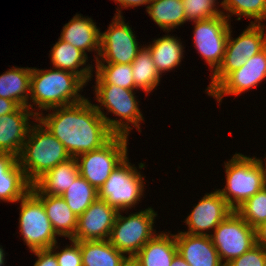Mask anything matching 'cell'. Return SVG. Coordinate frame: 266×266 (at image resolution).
Wrapping results in <instances>:
<instances>
[{"instance_id": "6da1fadb", "label": "cell", "mask_w": 266, "mask_h": 266, "mask_svg": "<svg viewBox=\"0 0 266 266\" xmlns=\"http://www.w3.org/2000/svg\"><path fill=\"white\" fill-rule=\"evenodd\" d=\"M40 121L66 148L71 157L102 148L115 134L88 99L52 109Z\"/></svg>"}, {"instance_id": "7a4b0ae2", "label": "cell", "mask_w": 266, "mask_h": 266, "mask_svg": "<svg viewBox=\"0 0 266 266\" xmlns=\"http://www.w3.org/2000/svg\"><path fill=\"white\" fill-rule=\"evenodd\" d=\"M85 84L79 75L67 70L32 68L29 99L46 111L78 103L85 99L78 93Z\"/></svg>"}, {"instance_id": "3957f363", "label": "cell", "mask_w": 266, "mask_h": 266, "mask_svg": "<svg viewBox=\"0 0 266 266\" xmlns=\"http://www.w3.org/2000/svg\"><path fill=\"white\" fill-rule=\"evenodd\" d=\"M30 128L19 164L27 180L33 185L47 171L70 158L65 146L39 121ZM41 124V125H40Z\"/></svg>"}, {"instance_id": "277c9868", "label": "cell", "mask_w": 266, "mask_h": 266, "mask_svg": "<svg viewBox=\"0 0 266 266\" xmlns=\"http://www.w3.org/2000/svg\"><path fill=\"white\" fill-rule=\"evenodd\" d=\"M263 165L261 159L240 153L225 163L226 186L218 191L233 210L266 185Z\"/></svg>"}, {"instance_id": "5b68a950", "label": "cell", "mask_w": 266, "mask_h": 266, "mask_svg": "<svg viewBox=\"0 0 266 266\" xmlns=\"http://www.w3.org/2000/svg\"><path fill=\"white\" fill-rule=\"evenodd\" d=\"M95 95L100 106H104L108 112L119 116V120L108 118L101 107L95 105L99 114L104 118L108 128L115 135L127 136L132 129L129 122L132 123L138 131H140V121H143V116L138 108L137 100H135L134 91L125 89L113 84H96ZM124 119L126 120L124 122Z\"/></svg>"}, {"instance_id": "8992f818", "label": "cell", "mask_w": 266, "mask_h": 266, "mask_svg": "<svg viewBox=\"0 0 266 266\" xmlns=\"http://www.w3.org/2000/svg\"><path fill=\"white\" fill-rule=\"evenodd\" d=\"M127 136L115 135L102 148L76 157L79 175L97 191L111 172L127 158Z\"/></svg>"}, {"instance_id": "52a82bcc", "label": "cell", "mask_w": 266, "mask_h": 266, "mask_svg": "<svg viewBox=\"0 0 266 266\" xmlns=\"http://www.w3.org/2000/svg\"><path fill=\"white\" fill-rule=\"evenodd\" d=\"M264 25L250 23L236 39L231 38V29L226 42L222 64L211 76V83L206 89L209 94L230 72L241 68L247 59L258 54L266 47Z\"/></svg>"}, {"instance_id": "ba28073f", "label": "cell", "mask_w": 266, "mask_h": 266, "mask_svg": "<svg viewBox=\"0 0 266 266\" xmlns=\"http://www.w3.org/2000/svg\"><path fill=\"white\" fill-rule=\"evenodd\" d=\"M156 216L151 207L128 217L122 216L119 211L111 229L109 242L116 250L128 254V258H133L155 236L153 224Z\"/></svg>"}, {"instance_id": "9c48e42d", "label": "cell", "mask_w": 266, "mask_h": 266, "mask_svg": "<svg viewBox=\"0 0 266 266\" xmlns=\"http://www.w3.org/2000/svg\"><path fill=\"white\" fill-rule=\"evenodd\" d=\"M136 167L131 166L128 157L114 169L102 187L98 198L118 211L136 205L143 195V177Z\"/></svg>"}, {"instance_id": "30bf717a", "label": "cell", "mask_w": 266, "mask_h": 266, "mask_svg": "<svg viewBox=\"0 0 266 266\" xmlns=\"http://www.w3.org/2000/svg\"><path fill=\"white\" fill-rule=\"evenodd\" d=\"M19 201V227L28 248L31 251L50 249L57 244V234L46 215L43 203L31 191Z\"/></svg>"}, {"instance_id": "8fae6325", "label": "cell", "mask_w": 266, "mask_h": 266, "mask_svg": "<svg viewBox=\"0 0 266 266\" xmlns=\"http://www.w3.org/2000/svg\"><path fill=\"white\" fill-rule=\"evenodd\" d=\"M209 236L221 262L225 259L224 265L256 245L255 229L249 226L235 210L214 229V234Z\"/></svg>"}, {"instance_id": "7c38bea8", "label": "cell", "mask_w": 266, "mask_h": 266, "mask_svg": "<svg viewBox=\"0 0 266 266\" xmlns=\"http://www.w3.org/2000/svg\"><path fill=\"white\" fill-rule=\"evenodd\" d=\"M228 15H220L194 21V45L201 57L209 64L215 72L222 64L226 42L229 36L230 24Z\"/></svg>"}, {"instance_id": "4fadbf2b", "label": "cell", "mask_w": 266, "mask_h": 266, "mask_svg": "<svg viewBox=\"0 0 266 266\" xmlns=\"http://www.w3.org/2000/svg\"><path fill=\"white\" fill-rule=\"evenodd\" d=\"M117 10L119 12H116L108 30L100 33L99 58L102 60L95 57L96 62L131 64L141 49L130 26L124 22L121 11Z\"/></svg>"}, {"instance_id": "5bb4252c", "label": "cell", "mask_w": 266, "mask_h": 266, "mask_svg": "<svg viewBox=\"0 0 266 266\" xmlns=\"http://www.w3.org/2000/svg\"><path fill=\"white\" fill-rule=\"evenodd\" d=\"M266 78V47L247 59L241 68L230 72L208 95L222 102L224 95H239L258 86Z\"/></svg>"}, {"instance_id": "9a60e30c", "label": "cell", "mask_w": 266, "mask_h": 266, "mask_svg": "<svg viewBox=\"0 0 266 266\" xmlns=\"http://www.w3.org/2000/svg\"><path fill=\"white\" fill-rule=\"evenodd\" d=\"M118 212L116 208L97 198L78 217L77 230L72 240L82 242L109 239Z\"/></svg>"}, {"instance_id": "2e32d148", "label": "cell", "mask_w": 266, "mask_h": 266, "mask_svg": "<svg viewBox=\"0 0 266 266\" xmlns=\"http://www.w3.org/2000/svg\"><path fill=\"white\" fill-rule=\"evenodd\" d=\"M233 211L218 190L205 194L187 216L185 223L189 229L185 233L201 236L209 235L205 230H214Z\"/></svg>"}, {"instance_id": "e0dca14e", "label": "cell", "mask_w": 266, "mask_h": 266, "mask_svg": "<svg viewBox=\"0 0 266 266\" xmlns=\"http://www.w3.org/2000/svg\"><path fill=\"white\" fill-rule=\"evenodd\" d=\"M19 106L14 112L0 117V153H11L19 157L27 139L31 118L37 120L38 112Z\"/></svg>"}, {"instance_id": "ac0fdd59", "label": "cell", "mask_w": 266, "mask_h": 266, "mask_svg": "<svg viewBox=\"0 0 266 266\" xmlns=\"http://www.w3.org/2000/svg\"><path fill=\"white\" fill-rule=\"evenodd\" d=\"M178 253L190 266H225L209 235H190L180 232L175 235Z\"/></svg>"}, {"instance_id": "d6986e66", "label": "cell", "mask_w": 266, "mask_h": 266, "mask_svg": "<svg viewBox=\"0 0 266 266\" xmlns=\"http://www.w3.org/2000/svg\"><path fill=\"white\" fill-rule=\"evenodd\" d=\"M31 186L18 157L11 153H0V200L18 202L31 190Z\"/></svg>"}, {"instance_id": "ffe728a7", "label": "cell", "mask_w": 266, "mask_h": 266, "mask_svg": "<svg viewBox=\"0 0 266 266\" xmlns=\"http://www.w3.org/2000/svg\"><path fill=\"white\" fill-rule=\"evenodd\" d=\"M42 203L54 231L59 236L72 239L77 230L78 217L61 196L45 195L34 184L30 190Z\"/></svg>"}, {"instance_id": "44dd1931", "label": "cell", "mask_w": 266, "mask_h": 266, "mask_svg": "<svg viewBox=\"0 0 266 266\" xmlns=\"http://www.w3.org/2000/svg\"><path fill=\"white\" fill-rule=\"evenodd\" d=\"M100 29L97 28L91 18L81 17L76 14L70 22L64 25L60 39L70 43L86 54L87 50H100Z\"/></svg>"}, {"instance_id": "7402d4cb", "label": "cell", "mask_w": 266, "mask_h": 266, "mask_svg": "<svg viewBox=\"0 0 266 266\" xmlns=\"http://www.w3.org/2000/svg\"><path fill=\"white\" fill-rule=\"evenodd\" d=\"M177 252L175 235L160 233L155 234L133 258L141 266H171Z\"/></svg>"}, {"instance_id": "603a6c76", "label": "cell", "mask_w": 266, "mask_h": 266, "mask_svg": "<svg viewBox=\"0 0 266 266\" xmlns=\"http://www.w3.org/2000/svg\"><path fill=\"white\" fill-rule=\"evenodd\" d=\"M78 176L77 160L72 157L47 171L34 185L45 195L61 196Z\"/></svg>"}, {"instance_id": "cb8c5ba5", "label": "cell", "mask_w": 266, "mask_h": 266, "mask_svg": "<svg viewBox=\"0 0 266 266\" xmlns=\"http://www.w3.org/2000/svg\"><path fill=\"white\" fill-rule=\"evenodd\" d=\"M31 68H11L0 76V97L15 101L19 106L28 107L30 97Z\"/></svg>"}, {"instance_id": "d4e9b609", "label": "cell", "mask_w": 266, "mask_h": 266, "mask_svg": "<svg viewBox=\"0 0 266 266\" xmlns=\"http://www.w3.org/2000/svg\"><path fill=\"white\" fill-rule=\"evenodd\" d=\"M50 54L53 68L73 72L79 75L86 83L91 79L92 65H87L85 68L78 70L80 66L86 65V60H88L87 55L80 49L59 38Z\"/></svg>"}, {"instance_id": "484cf974", "label": "cell", "mask_w": 266, "mask_h": 266, "mask_svg": "<svg viewBox=\"0 0 266 266\" xmlns=\"http://www.w3.org/2000/svg\"><path fill=\"white\" fill-rule=\"evenodd\" d=\"M80 244L82 266H123L128 259L116 250L109 240L82 241Z\"/></svg>"}, {"instance_id": "4316f807", "label": "cell", "mask_w": 266, "mask_h": 266, "mask_svg": "<svg viewBox=\"0 0 266 266\" xmlns=\"http://www.w3.org/2000/svg\"><path fill=\"white\" fill-rule=\"evenodd\" d=\"M181 44L179 39L177 40L174 36L167 35L157 40L155 39L152 45L147 46L160 75L180 64L184 49Z\"/></svg>"}, {"instance_id": "83f0119b", "label": "cell", "mask_w": 266, "mask_h": 266, "mask_svg": "<svg viewBox=\"0 0 266 266\" xmlns=\"http://www.w3.org/2000/svg\"><path fill=\"white\" fill-rule=\"evenodd\" d=\"M146 11L164 31H171L186 22L182 0H151Z\"/></svg>"}, {"instance_id": "f1b7e54d", "label": "cell", "mask_w": 266, "mask_h": 266, "mask_svg": "<svg viewBox=\"0 0 266 266\" xmlns=\"http://www.w3.org/2000/svg\"><path fill=\"white\" fill-rule=\"evenodd\" d=\"M131 68L136 89L141 88L146 93H150L158 86L161 75L157 71L147 47L139 50L137 56L131 63Z\"/></svg>"}, {"instance_id": "f546056e", "label": "cell", "mask_w": 266, "mask_h": 266, "mask_svg": "<svg viewBox=\"0 0 266 266\" xmlns=\"http://www.w3.org/2000/svg\"><path fill=\"white\" fill-rule=\"evenodd\" d=\"M61 197L67 202L71 211L79 217L98 198V191L79 175Z\"/></svg>"}, {"instance_id": "4dcf8cb0", "label": "cell", "mask_w": 266, "mask_h": 266, "mask_svg": "<svg viewBox=\"0 0 266 266\" xmlns=\"http://www.w3.org/2000/svg\"><path fill=\"white\" fill-rule=\"evenodd\" d=\"M96 63V84H113L125 89L134 90L131 64Z\"/></svg>"}, {"instance_id": "1f68e13d", "label": "cell", "mask_w": 266, "mask_h": 266, "mask_svg": "<svg viewBox=\"0 0 266 266\" xmlns=\"http://www.w3.org/2000/svg\"><path fill=\"white\" fill-rule=\"evenodd\" d=\"M235 211L254 229L266 222V185Z\"/></svg>"}, {"instance_id": "d6a6232c", "label": "cell", "mask_w": 266, "mask_h": 266, "mask_svg": "<svg viewBox=\"0 0 266 266\" xmlns=\"http://www.w3.org/2000/svg\"><path fill=\"white\" fill-rule=\"evenodd\" d=\"M221 6L229 11L230 15H237V20H241V16L246 18H254L255 22L262 24L266 20V0H223Z\"/></svg>"}, {"instance_id": "836d02e7", "label": "cell", "mask_w": 266, "mask_h": 266, "mask_svg": "<svg viewBox=\"0 0 266 266\" xmlns=\"http://www.w3.org/2000/svg\"><path fill=\"white\" fill-rule=\"evenodd\" d=\"M186 21H199L224 14L216 9V0H182Z\"/></svg>"}, {"instance_id": "e575fe53", "label": "cell", "mask_w": 266, "mask_h": 266, "mask_svg": "<svg viewBox=\"0 0 266 266\" xmlns=\"http://www.w3.org/2000/svg\"><path fill=\"white\" fill-rule=\"evenodd\" d=\"M70 241L72 245L65 247L60 252L54 250L56 249V244H54L50 250L55 254L59 266H82L80 244L72 239H70Z\"/></svg>"}, {"instance_id": "d590c367", "label": "cell", "mask_w": 266, "mask_h": 266, "mask_svg": "<svg viewBox=\"0 0 266 266\" xmlns=\"http://www.w3.org/2000/svg\"><path fill=\"white\" fill-rule=\"evenodd\" d=\"M266 250L259 245L253 246L250 250L231 260L225 266H265Z\"/></svg>"}, {"instance_id": "8d00e7d4", "label": "cell", "mask_w": 266, "mask_h": 266, "mask_svg": "<svg viewBox=\"0 0 266 266\" xmlns=\"http://www.w3.org/2000/svg\"><path fill=\"white\" fill-rule=\"evenodd\" d=\"M38 257L34 266H59L55 254L50 249L31 251Z\"/></svg>"}, {"instance_id": "74e56055", "label": "cell", "mask_w": 266, "mask_h": 266, "mask_svg": "<svg viewBox=\"0 0 266 266\" xmlns=\"http://www.w3.org/2000/svg\"><path fill=\"white\" fill-rule=\"evenodd\" d=\"M18 107L19 105L15 101L0 97V117L14 112Z\"/></svg>"}, {"instance_id": "f35d334b", "label": "cell", "mask_w": 266, "mask_h": 266, "mask_svg": "<svg viewBox=\"0 0 266 266\" xmlns=\"http://www.w3.org/2000/svg\"><path fill=\"white\" fill-rule=\"evenodd\" d=\"M256 244L266 250V222L255 228Z\"/></svg>"}, {"instance_id": "ab89813d", "label": "cell", "mask_w": 266, "mask_h": 266, "mask_svg": "<svg viewBox=\"0 0 266 266\" xmlns=\"http://www.w3.org/2000/svg\"><path fill=\"white\" fill-rule=\"evenodd\" d=\"M123 6L122 8L136 7L141 5H146L151 2V0H114Z\"/></svg>"}, {"instance_id": "60d3db41", "label": "cell", "mask_w": 266, "mask_h": 266, "mask_svg": "<svg viewBox=\"0 0 266 266\" xmlns=\"http://www.w3.org/2000/svg\"><path fill=\"white\" fill-rule=\"evenodd\" d=\"M171 266H190L183 257L177 252L173 258Z\"/></svg>"}, {"instance_id": "b9f144b4", "label": "cell", "mask_w": 266, "mask_h": 266, "mask_svg": "<svg viewBox=\"0 0 266 266\" xmlns=\"http://www.w3.org/2000/svg\"><path fill=\"white\" fill-rule=\"evenodd\" d=\"M123 266H141L134 258H128Z\"/></svg>"}, {"instance_id": "7bdbcfd3", "label": "cell", "mask_w": 266, "mask_h": 266, "mask_svg": "<svg viewBox=\"0 0 266 266\" xmlns=\"http://www.w3.org/2000/svg\"><path fill=\"white\" fill-rule=\"evenodd\" d=\"M4 250L0 247V266H4Z\"/></svg>"}, {"instance_id": "ee69618b", "label": "cell", "mask_w": 266, "mask_h": 266, "mask_svg": "<svg viewBox=\"0 0 266 266\" xmlns=\"http://www.w3.org/2000/svg\"><path fill=\"white\" fill-rule=\"evenodd\" d=\"M266 159V158H265ZM266 162V160H265ZM266 164V163H265ZM264 171H265V183H266V165L264 166Z\"/></svg>"}]
</instances>
